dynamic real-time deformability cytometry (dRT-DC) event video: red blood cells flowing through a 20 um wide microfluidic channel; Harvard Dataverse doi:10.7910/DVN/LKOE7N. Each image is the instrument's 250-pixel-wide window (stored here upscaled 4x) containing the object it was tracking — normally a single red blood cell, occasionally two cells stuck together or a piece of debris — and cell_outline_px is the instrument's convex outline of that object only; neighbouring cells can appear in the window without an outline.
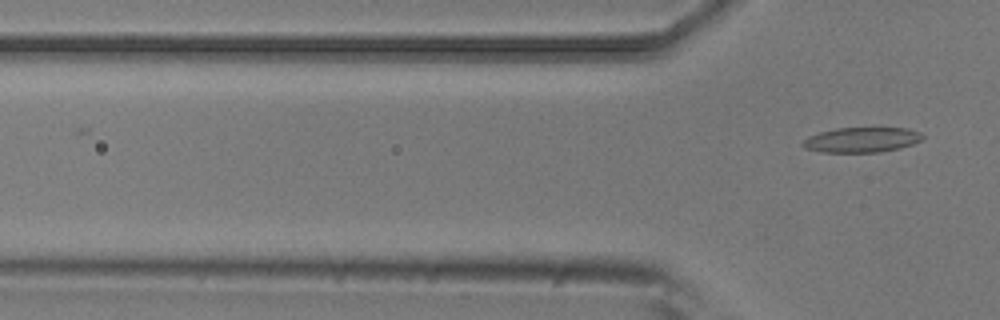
{"species": "common noctule bat (a hibernating species)", "species_latin": "Nyctalus noctula", "temperature_condition": "room temperature", "stored_images_in_passage": 2, "camera_frame_rate_fps": 3000, "um_per_image_px": 0.085, "animal": {"sex": "male", "body_mass_g": 20.5, "forearm_length_mm": 52.5}, "frame": {"image": 1, "passage_image": 2, "time_ms": 0.333, "image_size_px": [1000, 320], "cell_outline_px": [[924, 136], [920, 140], [912, 144], [900, 148], [880, 152], [820, 152], [804, 148], [800, 144], [808, 136], [820, 132], [836, 128], [908, 128], [920, 132]], "centroid_in_image_um": [73.22, 11.88], "position_along_channel_um": 52.6, "area_um2": 17.51}}